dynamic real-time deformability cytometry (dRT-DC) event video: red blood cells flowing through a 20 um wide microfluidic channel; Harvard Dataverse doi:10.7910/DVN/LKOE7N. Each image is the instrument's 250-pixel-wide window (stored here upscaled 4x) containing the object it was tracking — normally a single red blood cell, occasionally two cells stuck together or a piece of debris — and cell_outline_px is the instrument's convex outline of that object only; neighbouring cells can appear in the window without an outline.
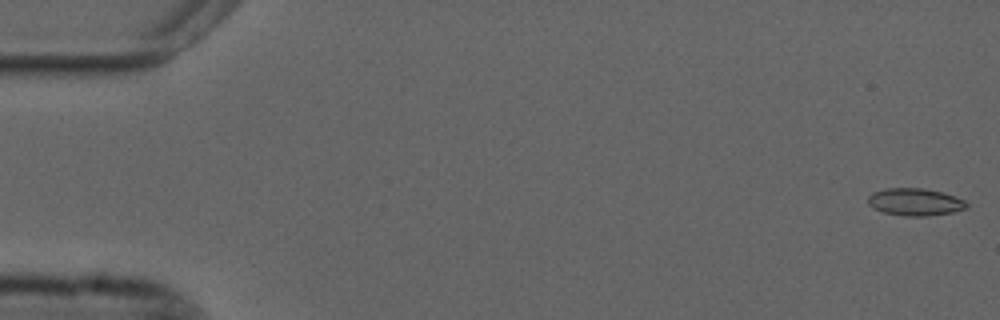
{"species": "common noctule bat (a hibernating species)", "species_latin": "Nyctalus noctula", "temperature_condition": "cold", "stored_images_in_passage": 56, "camera_frame_rate_fps": 3000, "um_per_image_px": 0.085, "animal": {"sex": "male", "forearm_length_mm": 52.5}, "frame": {"image": 1, "passage_image": 1, "time_ms": 0.0, "image_size_px": [1000, 320], "cell_outline_px": [[968, 204], [964, 208], [952, 212], [928, 216], [904, 216], [884, 212], [872, 208], [868, 204], [868, 196], [872, 192], [884, 188], [924, 188], [944, 192], [964, 200]], "centroid_in_image_um": [77.74, 17.15], "position_along_channel_um": 7.3, "area_um2": 15.78}}
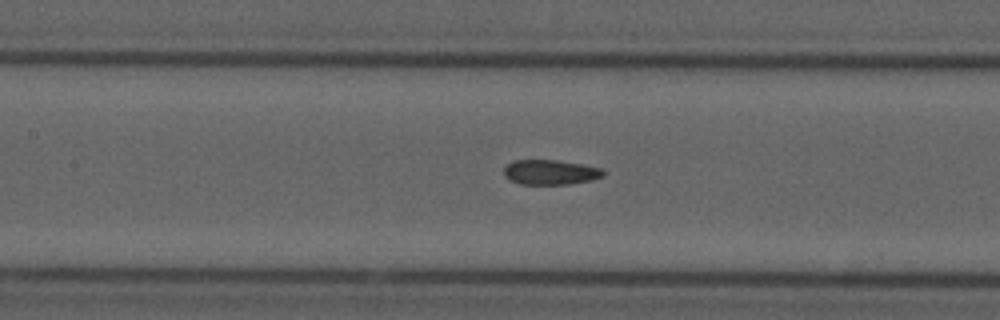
{"frame": {"image": 2, "passage_image": 25, "time_ms": 8.0, "image_size_px": [1000, 320], "cell_outline_px": [[604, 176], [592, 180], [568, 184], [520, 184], [508, 180], [504, 176], [504, 168], [512, 160], [556, 160], [580, 164], [600, 168], [604, 172]], "centroid_in_image_um": [46.74, 14.64], "position_along_channel_um": 160.7, "area_um2": 14.39}}
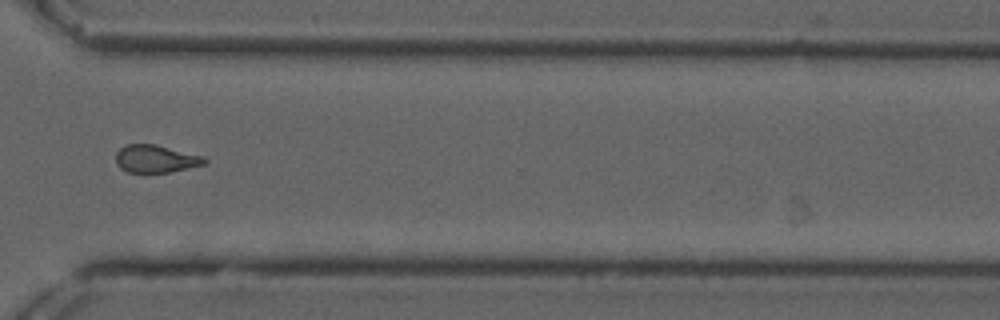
{"frame": {"image": 3, "passage_image": 41, "time_ms": 13.333, "image_size_px": [1000, 320], "cell_outline_px": [[208, 160], [204, 164], [188, 168], [168, 172], [128, 172], [120, 168], [116, 164], [116, 152], [120, 148], [128, 144], [156, 144], [204, 156]], "centroid_in_image_um": [13.23, 13.49], "position_along_channel_um": 357.4, "area_um2": 14.28}, "authors_computed_cell_mechanics": {"area_um2": 14.9702, "velocity_mm_per_s": 3.698, "shape_relaxation_time_tau1_ms": null, "shape_relaxation_time_tau2_ms": 2.751, "deformation_change_tau1": null, "deformation_change_tau2": 0.0873}}